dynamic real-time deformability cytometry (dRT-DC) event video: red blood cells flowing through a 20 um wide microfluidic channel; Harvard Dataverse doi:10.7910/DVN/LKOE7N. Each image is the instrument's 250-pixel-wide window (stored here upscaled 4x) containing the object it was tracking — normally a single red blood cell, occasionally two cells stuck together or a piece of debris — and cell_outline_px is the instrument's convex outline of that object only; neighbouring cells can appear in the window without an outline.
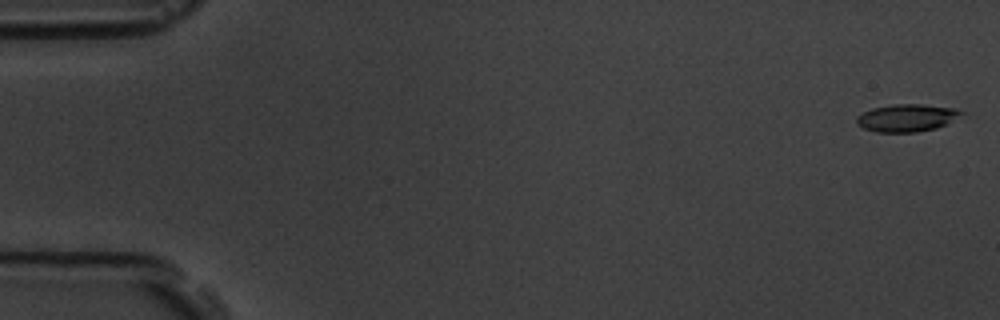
{"species": "common noctule bat (a hibernating species)", "species_latin": "Nyctalus noctula", "temperature_condition": "room temperature", "stored_images_in_passage": 56, "camera_frame_rate_fps": 3000, "um_per_image_px": 0.085, "animal": {"sex": "male", "body_mass_g": 19.5, "forearm_length_mm": 54.6}, "frame": {"image": 1, "passage_image": 1, "time_ms": 0.0, "image_size_px": [1000, 320], "cell_outline_px": [[964, 112], [944, 124], [936, 128], [916, 132], [876, 132], [864, 128], [856, 124], [856, 116], [872, 108], [892, 104], [920, 104], [956, 108]], "centroid_in_image_um": [77.01, 10.01], "position_along_channel_um": 8.0, "area_um2": 16.59}}
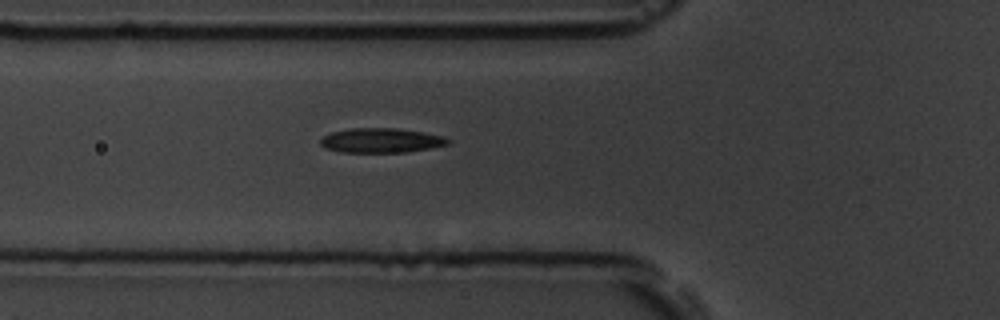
{"frame": {"image": 2, "passage_image": 20, "time_ms": 6.333, "image_size_px": [1000, 320], "cell_outline_px": [[452, 140], [448, 144], [408, 152], [340, 152], [324, 148], [320, 144], [320, 140], [324, 136], [332, 132], [352, 128], [396, 128], [424, 132], [444, 136]], "centroid_in_image_um": [32.4, 11.93], "position_along_channel_um": 93.4, "area_um2": 18.26}}
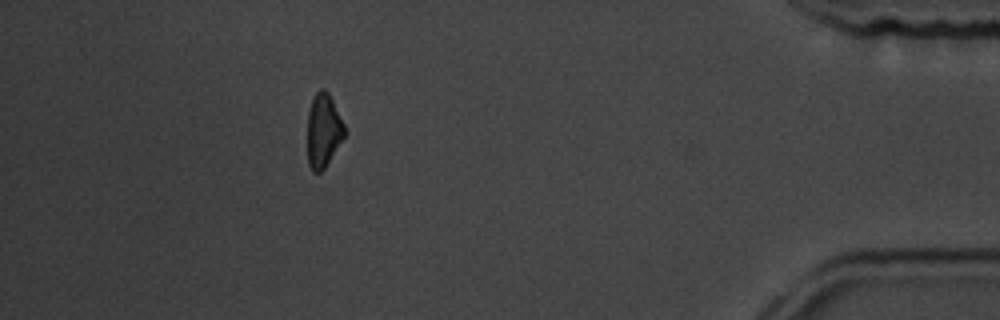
{"frame": {"image": 3, "passage_image": 50, "time_ms": 16.333, "image_size_px": [1000, 320], "cell_outline_px": [[344, 136], [324, 168], [320, 172], [312, 172], [308, 164], [308, 112], [312, 100], [316, 92], [320, 88], [324, 88], [328, 92], [344, 124]], "centroid_in_image_um": [27.46, 11.08], "position_along_channel_um": 407.7, "area_um2": 15.61}, "authors_computed_cell_mechanics": {"area_um2": 17.629, "velocity_mm_per_s": 3.6662, "shape_relaxation_time_tau1_ms": 5.7124, "shape_relaxation_time_tau2_ms": null, "deformation_change_tau1": 0.1347, "deformation_change_tau2": null}}